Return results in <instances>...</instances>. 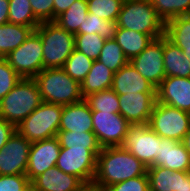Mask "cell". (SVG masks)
I'll return each instance as SVG.
<instances>
[{
  "instance_id": "obj_17",
  "label": "cell",
  "mask_w": 190,
  "mask_h": 191,
  "mask_svg": "<svg viewBox=\"0 0 190 191\" xmlns=\"http://www.w3.org/2000/svg\"><path fill=\"white\" fill-rule=\"evenodd\" d=\"M159 154L151 166H161L172 171L190 172V153L182 141L161 138Z\"/></svg>"
},
{
  "instance_id": "obj_6",
  "label": "cell",
  "mask_w": 190,
  "mask_h": 191,
  "mask_svg": "<svg viewBox=\"0 0 190 191\" xmlns=\"http://www.w3.org/2000/svg\"><path fill=\"white\" fill-rule=\"evenodd\" d=\"M62 112L63 105L42 102L16 130L30 143L56 137Z\"/></svg>"
},
{
  "instance_id": "obj_23",
  "label": "cell",
  "mask_w": 190,
  "mask_h": 191,
  "mask_svg": "<svg viewBox=\"0 0 190 191\" xmlns=\"http://www.w3.org/2000/svg\"><path fill=\"white\" fill-rule=\"evenodd\" d=\"M114 40L123 50L125 56L130 61L139 55L154 38L151 35L132 31L126 28H118Z\"/></svg>"
},
{
  "instance_id": "obj_41",
  "label": "cell",
  "mask_w": 190,
  "mask_h": 191,
  "mask_svg": "<svg viewBox=\"0 0 190 191\" xmlns=\"http://www.w3.org/2000/svg\"><path fill=\"white\" fill-rule=\"evenodd\" d=\"M16 131V126L0 117V149Z\"/></svg>"
},
{
  "instance_id": "obj_30",
  "label": "cell",
  "mask_w": 190,
  "mask_h": 191,
  "mask_svg": "<svg viewBox=\"0 0 190 191\" xmlns=\"http://www.w3.org/2000/svg\"><path fill=\"white\" fill-rule=\"evenodd\" d=\"M158 16L166 23L179 17L190 15V0H149Z\"/></svg>"
},
{
  "instance_id": "obj_27",
  "label": "cell",
  "mask_w": 190,
  "mask_h": 191,
  "mask_svg": "<svg viewBox=\"0 0 190 191\" xmlns=\"http://www.w3.org/2000/svg\"><path fill=\"white\" fill-rule=\"evenodd\" d=\"M165 36L180 49L190 47V15L179 16L167 21Z\"/></svg>"
},
{
  "instance_id": "obj_18",
  "label": "cell",
  "mask_w": 190,
  "mask_h": 191,
  "mask_svg": "<svg viewBox=\"0 0 190 191\" xmlns=\"http://www.w3.org/2000/svg\"><path fill=\"white\" fill-rule=\"evenodd\" d=\"M83 185L78 177L54 166L31 181V191H78Z\"/></svg>"
},
{
  "instance_id": "obj_46",
  "label": "cell",
  "mask_w": 190,
  "mask_h": 191,
  "mask_svg": "<svg viewBox=\"0 0 190 191\" xmlns=\"http://www.w3.org/2000/svg\"><path fill=\"white\" fill-rule=\"evenodd\" d=\"M182 143L184 144L185 148L188 150V152L190 153V129L188 130V132L186 133V135L184 136Z\"/></svg>"
},
{
  "instance_id": "obj_40",
  "label": "cell",
  "mask_w": 190,
  "mask_h": 191,
  "mask_svg": "<svg viewBox=\"0 0 190 191\" xmlns=\"http://www.w3.org/2000/svg\"><path fill=\"white\" fill-rule=\"evenodd\" d=\"M34 16L40 22L53 21L54 0H30Z\"/></svg>"
},
{
  "instance_id": "obj_3",
  "label": "cell",
  "mask_w": 190,
  "mask_h": 191,
  "mask_svg": "<svg viewBox=\"0 0 190 191\" xmlns=\"http://www.w3.org/2000/svg\"><path fill=\"white\" fill-rule=\"evenodd\" d=\"M42 102L36 81L33 78H22L0 100V117L17 126Z\"/></svg>"
},
{
  "instance_id": "obj_21",
  "label": "cell",
  "mask_w": 190,
  "mask_h": 191,
  "mask_svg": "<svg viewBox=\"0 0 190 191\" xmlns=\"http://www.w3.org/2000/svg\"><path fill=\"white\" fill-rule=\"evenodd\" d=\"M163 60L166 77H190V61L183 51L164 35Z\"/></svg>"
},
{
  "instance_id": "obj_14",
  "label": "cell",
  "mask_w": 190,
  "mask_h": 191,
  "mask_svg": "<svg viewBox=\"0 0 190 191\" xmlns=\"http://www.w3.org/2000/svg\"><path fill=\"white\" fill-rule=\"evenodd\" d=\"M119 113L131 125L148 124L157 102L156 93H127L118 95Z\"/></svg>"
},
{
  "instance_id": "obj_13",
  "label": "cell",
  "mask_w": 190,
  "mask_h": 191,
  "mask_svg": "<svg viewBox=\"0 0 190 191\" xmlns=\"http://www.w3.org/2000/svg\"><path fill=\"white\" fill-rule=\"evenodd\" d=\"M30 146L16 130L0 149V175L26 174Z\"/></svg>"
},
{
  "instance_id": "obj_20",
  "label": "cell",
  "mask_w": 190,
  "mask_h": 191,
  "mask_svg": "<svg viewBox=\"0 0 190 191\" xmlns=\"http://www.w3.org/2000/svg\"><path fill=\"white\" fill-rule=\"evenodd\" d=\"M59 131H93L92 110L85 99L69 105H63Z\"/></svg>"
},
{
  "instance_id": "obj_36",
  "label": "cell",
  "mask_w": 190,
  "mask_h": 191,
  "mask_svg": "<svg viewBox=\"0 0 190 191\" xmlns=\"http://www.w3.org/2000/svg\"><path fill=\"white\" fill-rule=\"evenodd\" d=\"M105 38L99 34H75V49L93 61L99 58Z\"/></svg>"
},
{
  "instance_id": "obj_42",
  "label": "cell",
  "mask_w": 190,
  "mask_h": 191,
  "mask_svg": "<svg viewBox=\"0 0 190 191\" xmlns=\"http://www.w3.org/2000/svg\"><path fill=\"white\" fill-rule=\"evenodd\" d=\"M76 0H54L53 21L64 13Z\"/></svg>"
},
{
  "instance_id": "obj_16",
  "label": "cell",
  "mask_w": 190,
  "mask_h": 191,
  "mask_svg": "<svg viewBox=\"0 0 190 191\" xmlns=\"http://www.w3.org/2000/svg\"><path fill=\"white\" fill-rule=\"evenodd\" d=\"M156 94L158 102L190 113V77H165Z\"/></svg>"
},
{
  "instance_id": "obj_45",
  "label": "cell",
  "mask_w": 190,
  "mask_h": 191,
  "mask_svg": "<svg viewBox=\"0 0 190 191\" xmlns=\"http://www.w3.org/2000/svg\"><path fill=\"white\" fill-rule=\"evenodd\" d=\"M78 191H104L99 188L97 185L91 184H84Z\"/></svg>"
},
{
  "instance_id": "obj_39",
  "label": "cell",
  "mask_w": 190,
  "mask_h": 191,
  "mask_svg": "<svg viewBox=\"0 0 190 191\" xmlns=\"http://www.w3.org/2000/svg\"><path fill=\"white\" fill-rule=\"evenodd\" d=\"M104 191H149V179L147 175L138 176L113 184Z\"/></svg>"
},
{
  "instance_id": "obj_8",
  "label": "cell",
  "mask_w": 190,
  "mask_h": 191,
  "mask_svg": "<svg viewBox=\"0 0 190 191\" xmlns=\"http://www.w3.org/2000/svg\"><path fill=\"white\" fill-rule=\"evenodd\" d=\"M5 59L21 78H34L43 70V48L40 36L33 31L26 41L11 51Z\"/></svg>"
},
{
  "instance_id": "obj_2",
  "label": "cell",
  "mask_w": 190,
  "mask_h": 191,
  "mask_svg": "<svg viewBox=\"0 0 190 191\" xmlns=\"http://www.w3.org/2000/svg\"><path fill=\"white\" fill-rule=\"evenodd\" d=\"M43 102L69 105L83 100L81 84L63 68L43 69L33 78Z\"/></svg>"
},
{
  "instance_id": "obj_34",
  "label": "cell",
  "mask_w": 190,
  "mask_h": 191,
  "mask_svg": "<svg viewBox=\"0 0 190 191\" xmlns=\"http://www.w3.org/2000/svg\"><path fill=\"white\" fill-rule=\"evenodd\" d=\"M92 111L119 113L118 94L112 89L90 94L85 98Z\"/></svg>"
},
{
  "instance_id": "obj_15",
  "label": "cell",
  "mask_w": 190,
  "mask_h": 191,
  "mask_svg": "<svg viewBox=\"0 0 190 191\" xmlns=\"http://www.w3.org/2000/svg\"><path fill=\"white\" fill-rule=\"evenodd\" d=\"M61 146L57 137L31 143L26 176L30 181L56 166Z\"/></svg>"
},
{
  "instance_id": "obj_31",
  "label": "cell",
  "mask_w": 190,
  "mask_h": 191,
  "mask_svg": "<svg viewBox=\"0 0 190 191\" xmlns=\"http://www.w3.org/2000/svg\"><path fill=\"white\" fill-rule=\"evenodd\" d=\"M118 26L115 21H107L88 13L86 21L75 34H99L105 39H114Z\"/></svg>"
},
{
  "instance_id": "obj_19",
  "label": "cell",
  "mask_w": 190,
  "mask_h": 191,
  "mask_svg": "<svg viewBox=\"0 0 190 191\" xmlns=\"http://www.w3.org/2000/svg\"><path fill=\"white\" fill-rule=\"evenodd\" d=\"M111 89L118 95L127 93H156L151 85L130 62L114 72Z\"/></svg>"
},
{
  "instance_id": "obj_12",
  "label": "cell",
  "mask_w": 190,
  "mask_h": 191,
  "mask_svg": "<svg viewBox=\"0 0 190 191\" xmlns=\"http://www.w3.org/2000/svg\"><path fill=\"white\" fill-rule=\"evenodd\" d=\"M164 36L154 39L139 55L129 62L156 89L166 77L164 60Z\"/></svg>"
},
{
  "instance_id": "obj_37",
  "label": "cell",
  "mask_w": 190,
  "mask_h": 191,
  "mask_svg": "<svg viewBox=\"0 0 190 191\" xmlns=\"http://www.w3.org/2000/svg\"><path fill=\"white\" fill-rule=\"evenodd\" d=\"M21 79L19 74L11 68L5 58L0 59V100L5 97Z\"/></svg>"
},
{
  "instance_id": "obj_4",
  "label": "cell",
  "mask_w": 190,
  "mask_h": 191,
  "mask_svg": "<svg viewBox=\"0 0 190 191\" xmlns=\"http://www.w3.org/2000/svg\"><path fill=\"white\" fill-rule=\"evenodd\" d=\"M116 23L118 28L148 34L154 39L165 35V23L149 0H124Z\"/></svg>"
},
{
  "instance_id": "obj_5",
  "label": "cell",
  "mask_w": 190,
  "mask_h": 191,
  "mask_svg": "<svg viewBox=\"0 0 190 191\" xmlns=\"http://www.w3.org/2000/svg\"><path fill=\"white\" fill-rule=\"evenodd\" d=\"M34 31L42 40L43 69L63 68L75 49V34L61 28L54 21L41 22Z\"/></svg>"
},
{
  "instance_id": "obj_44",
  "label": "cell",
  "mask_w": 190,
  "mask_h": 191,
  "mask_svg": "<svg viewBox=\"0 0 190 191\" xmlns=\"http://www.w3.org/2000/svg\"><path fill=\"white\" fill-rule=\"evenodd\" d=\"M179 191H190V172L180 171Z\"/></svg>"
},
{
  "instance_id": "obj_38",
  "label": "cell",
  "mask_w": 190,
  "mask_h": 191,
  "mask_svg": "<svg viewBox=\"0 0 190 191\" xmlns=\"http://www.w3.org/2000/svg\"><path fill=\"white\" fill-rule=\"evenodd\" d=\"M0 191H31L26 174L0 175Z\"/></svg>"
},
{
  "instance_id": "obj_9",
  "label": "cell",
  "mask_w": 190,
  "mask_h": 191,
  "mask_svg": "<svg viewBox=\"0 0 190 191\" xmlns=\"http://www.w3.org/2000/svg\"><path fill=\"white\" fill-rule=\"evenodd\" d=\"M102 149L61 148L56 167L78 177L84 184L93 183L97 155Z\"/></svg>"
},
{
  "instance_id": "obj_47",
  "label": "cell",
  "mask_w": 190,
  "mask_h": 191,
  "mask_svg": "<svg viewBox=\"0 0 190 191\" xmlns=\"http://www.w3.org/2000/svg\"><path fill=\"white\" fill-rule=\"evenodd\" d=\"M184 53V55L189 59L190 61V47H186V49H181Z\"/></svg>"
},
{
  "instance_id": "obj_25",
  "label": "cell",
  "mask_w": 190,
  "mask_h": 191,
  "mask_svg": "<svg viewBox=\"0 0 190 191\" xmlns=\"http://www.w3.org/2000/svg\"><path fill=\"white\" fill-rule=\"evenodd\" d=\"M149 191H179L180 171L161 166L147 167Z\"/></svg>"
},
{
  "instance_id": "obj_48",
  "label": "cell",
  "mask_w": 190,
  "mask_h": 191,
  "mask_svg": "<svg viewBox=\"0 0 190 191\" xmlns=\"http://www.w3.org/2000/svg\"><path fill=\"white\" fill-rule=\"evenodd\" d=\"M3 58H5L2 54H1V52H0V59H3Z\"/></svg>"
},
{
  "instance_id": "obj_26",
  "label": "cell",
  "mask_w": 190,
  "mask_h": 191,
  "mask_svg": "<svg viewBox=\"0 0 190 191\" xmlns=\"http://www.w3.org/2000/svg\"><path fill=\"white\" fill-rule=\"evenodd\" d=\"M87 0H76L64 13L55 19L61 28L75 34L88 15Z\"/></svg>"
},
{
  "instance_id": "obj_33",
  "label": "cell",
  "mask_w": 190,
  "mask_h": 191,
  "mask_svg": "<svg viewBox=\"0 0 190 191\" xmlns=\"http://www.w3.org/2000/svg\"><path fill=\"white\" fill-rule=\"evenodd\" d=\"M92 63V59L74 49L72 54L65 61L63 69L73 80L81 84L90 71Z\"/></svg>"
},
{
  "instance_id": "obj_10",
  "label": "cell",
  "mask_w": 190,
  "mask_h": 191,
  "mask_svg": "<svg viewBox=\"0 0 190 191\" xmlns=\"http://www.w3.org/2000/svg\"><path fill=\"white\" fill-rule=\"evenodd\" d=\"M161 137L148 124L131 125L125 135L122 148L136 156L147 167L151 166L159 154Z\"/></svg>"
},
{
  "instance_id": "obj_29",
  "label": "cell",
  "mask_w": 190,
  "mask_h": 191,
  "mask_svg": "<svg viewBox=\"0 0 190 191\" xmlns=\"http://www.w3.org/2000/svg\"><path fill=\"white\" fill-rule=\"evenodd\" d=\"M9 23L31 27L35 30L40 21L34 16L30 0H9Z\"/></svg>"
},
{
  "instance_id": "obj_24",
  "label": "cell",
  "mask_w": 190,
  "mask_h": 191,
  "mask_svg": "<svg viewBox=\"0 0 190 191\" xmlns=\"http://www.w3.org/2000/svg\"><path fill=\"white\" fill-rule=\"evenodd\" d=\"M31 27L6 23L0 26V52L6 57L11 51L18 48L31 35Z\"/></svg>"
},
{
  "instance_id": "obj_35",
  "label": "cell",
  "mask_w": 190,
  "mask_h": 191,
  "mask_svg": "<svg viewBox=\"0 0 190 191\" xmlns=\"http://www.w3.org/2000/svg\"><path fill=\"white\" fill-rule=\"evenodd\" d=\"M124 0H87L88 12L107 21H117Z\"/></svg>"
},
{
  "instance_id": "obj_32",
  "label": "cell",
  "mask_w": 190,
  "mask_h": 191,
  "mask_svg": "<svg viewBox=\"0 0 190 191\" xmlns=\"http://www.w3.org/2000/svg\"><path fill=\"white\" fill-rule=\"evenodd\" d=\"M97 60L113 72H117L129 62L123 50L114 39H106Z\"/></svg>"
},
{
  "instance_id": "obj_43",
  "label": "cell",
  "mask_w": 190,
  "mask_h": 191,
  "mask_svg": "<svg viewBox=\"0 0 190 191\" xmlns=\"http://www.w3.org/2000/svg\"><path fill=\"white\" fill-rule=\"evenodd\" d=\"M9 0H0V26L9 22Z\"/></svg>"
},
{
  "instance_id": "obj_1",
  "label": "cell",
  "mask_w": 190,
  "mask_h": 191,
  "mask_svg": "<svg viewBox=\"0 0 190 191\" xmlns=\"http://www.w3.org/2000/svg\"><path fill=\"white\" fill-rule=\"evenodd\" d=\"M147 175V166L121 146L102 148L97 155L93 184L105 188L138 176Z\"/></svg>"
},
{
  "instance_id": "obj_7",
  "label": "cell",
  "mask_w": 190,
  "mask_h": 191,
  "mask_svg": "<svg viewBox=\"0 0 190 191\" xmlns=\"http://www.w3.org/2000/svg\"><path fill=\"white\" fill-rule=\"evenodd\" d=\"M148 126L161 138L182 141L190 129V113L157 101Z\"/></svg>"
},
{
  "instance_id": "obj_11",
  "label": "cell",
  "mask_w": 190,
  "mask_h": 191,
  "mask_svg": "<svg viewBox=\"0 0 190 191\" xmlns=\"http://www.w3.org/2000/svg\"><path fill=\"white\" fill-rule=\"evenodd\" d=\"M93 132L102 148L121 146L131 124L120 114L92 111Z\"/></svg>"
},
{
  "instance_id": "obj_28",
  "label": "cell",
  "mask_w": 190,
  "mask_h": 191,
  "mask_svg": "<svg viewBox=\"0 0 190 191\" xmlns=\"http://www.w3.org/2000/svg\"><path fill=\"white\" fill-rule=\"evenodd\" d=\"M59 140L61 148H86V149H102L97 137L93 131L74 132V131H58L56 136Z\"/></svg>"
},
{
  "instance_id": "obj_22",
  "label": "cell",
  "mask_w": 190,
  "mask_h": 191,
  "mask_svg": "<svg viewBox=\"0 0 190 191\" xmlns=\"http://www.w3.org/2000/svg\"><path fill=\"white\" fill-rule=\"evenodd\" d=\"M114 72L98 60L93 61L86 77L81 83V93L85 99L90 94L111 89Z\"/></svg>"
}]
</instances>
